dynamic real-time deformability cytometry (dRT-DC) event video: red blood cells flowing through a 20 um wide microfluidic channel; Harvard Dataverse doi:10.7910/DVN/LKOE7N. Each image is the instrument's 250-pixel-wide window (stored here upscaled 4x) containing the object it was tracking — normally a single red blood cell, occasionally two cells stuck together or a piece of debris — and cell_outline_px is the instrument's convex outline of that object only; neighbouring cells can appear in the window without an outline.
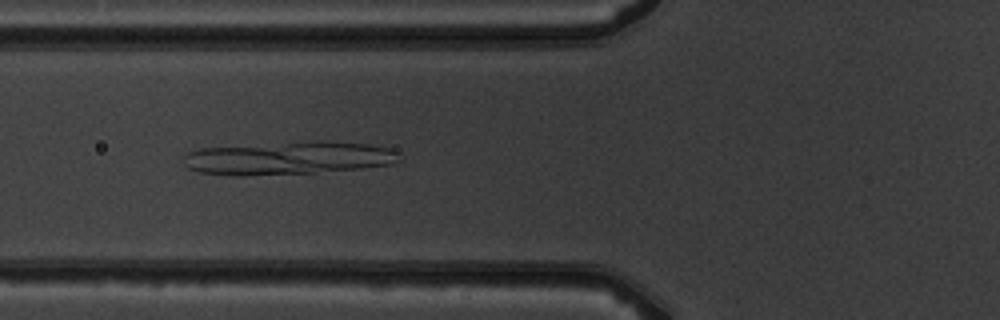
{"species": "common noctule bat (a hibernating species)", "species_latin": "Nyctalus noctula", "temperature_condition": "warm", "stored_images_in_passage": 7, "camera_frame_rate_fps": 3000, "um_per_image_px": 0.085, "animal": {"sex": "male", "body_mass_g": 19.5, "forearm_length_mm": 54.6}, "frame": {"image": 1, "passage_image": 5, "time_ms": 4.667, "image_size_px": [1000, 320], "cell_outline_px": [[404, 160], [392, 164], [364, 168], [316, 172], [244, 176], [236, 176], [200, 172], [188, 168], [184, 164], [180, 156], [188, 152], [200, 148], [312, 140], [324, 140], [368, 144], [392, 148]], "centroid_in_image_um": [24.52, 13.42], "position_along_channel_um": 101.3, "area_um2": 42.31}}